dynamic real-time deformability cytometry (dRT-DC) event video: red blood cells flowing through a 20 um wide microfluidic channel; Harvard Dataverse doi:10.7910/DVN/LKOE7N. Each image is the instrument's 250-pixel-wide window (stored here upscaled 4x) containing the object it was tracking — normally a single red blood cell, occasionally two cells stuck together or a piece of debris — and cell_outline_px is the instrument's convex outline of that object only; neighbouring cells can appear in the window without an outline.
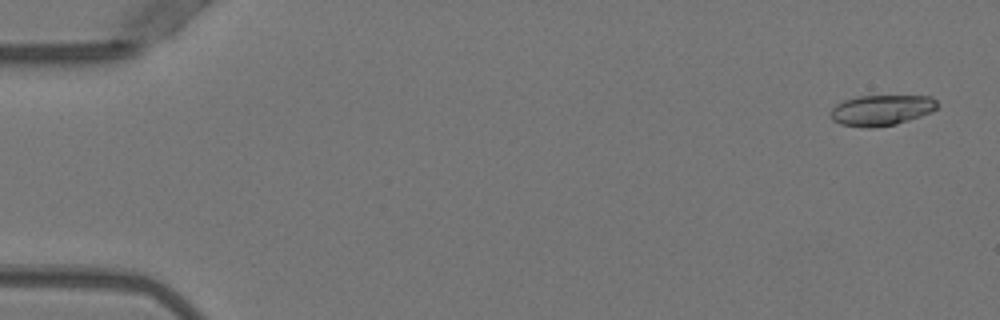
{"species": "Egyptian fruit bat (a non-hibernating species)", "species_latin": "Rousettus aegyptiacus", "temperature_condition": "warm", "stored_images_in_passage": 51, "camera_frame_rate_fps": 3000, "um_per_image_px": 0.085, "animal": {"sex": "female"}, "frame": {"image": 1, "passage_image": 2, "time_ms": 0.333, "image_size_px": [1000, 320], "cell_outline_px": [[936, 108], [932, 112], [896, 124], [872, 128], [868, 128], [840, 124], [832, 120], [828, 112], [836, 104], [844, 100], [856, 96], [932, 96], [936, 100]], "centroid_in_image_um": [74.87, 9.36], "position_along_channel_um": 10.1, "area_um2": 19.13}}
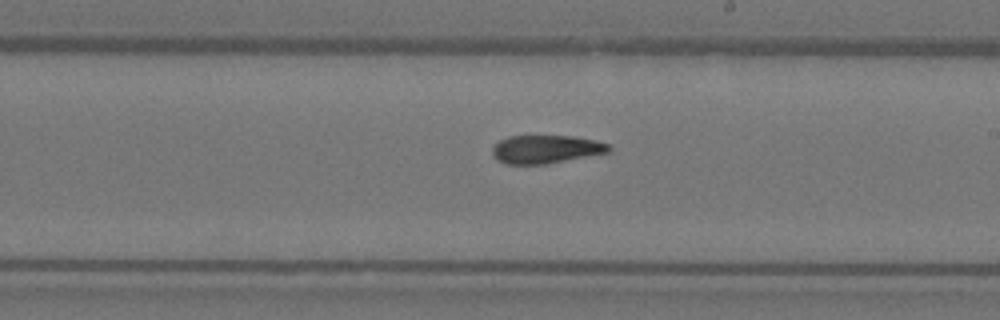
{"frame": {"image": 2, "passage_image": 30, "time_ms": 9.667, "image_size_px": [1000, 320], "cell_outline_px": [[612, 148], [608, 152], [548, 164], [508, 164], [496, 160], [492, 152], [492, 148], [500, 140], [508, 136], [572, 136], [596, 140], [608, 144]], "centroid_in_image_um": [46.39, 12.68], "position_along_channel_um": 242.6, "area_um2": 19.13}}
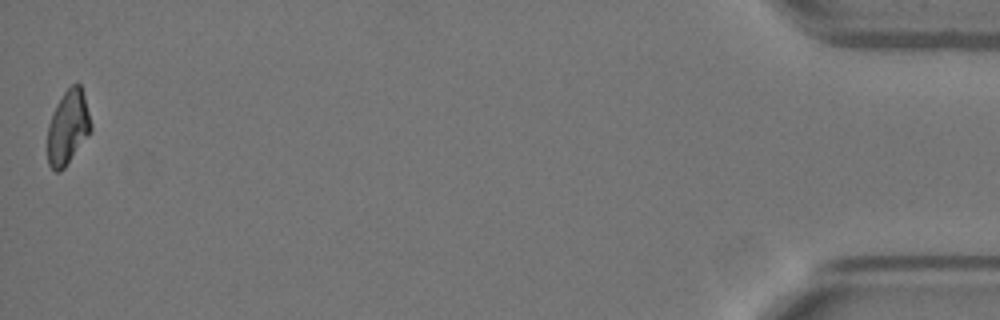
{"frame": {"image": 3, "passage_image": 51, "time_ms": 16.667, "image_size_px": [1000, 320], "cell_outline_px": [[92, 128], [64, 168], [60, 172], [56, 172], [48, 164], [48, 124], [56, 104], [64, 92], [76, 80], [80, 84], [84, 96], [92, 124]], "centroid_in_image_um": [5.76, 10.79], "position_along_channel_um": 429.4, "area_um2": 18.5}, "authors_computed_cell_mechanics": {"area_um2": 19.4786, "velocity_mm_per_s": 3.9846, "shape_relaxation_time_tau1_ms": 8.4333, "shape_relaxation_time_tau2_ms": 2.6272, "deformation_change_tau1": 0.2617, "deformation_change_tau2": 0.0874}}